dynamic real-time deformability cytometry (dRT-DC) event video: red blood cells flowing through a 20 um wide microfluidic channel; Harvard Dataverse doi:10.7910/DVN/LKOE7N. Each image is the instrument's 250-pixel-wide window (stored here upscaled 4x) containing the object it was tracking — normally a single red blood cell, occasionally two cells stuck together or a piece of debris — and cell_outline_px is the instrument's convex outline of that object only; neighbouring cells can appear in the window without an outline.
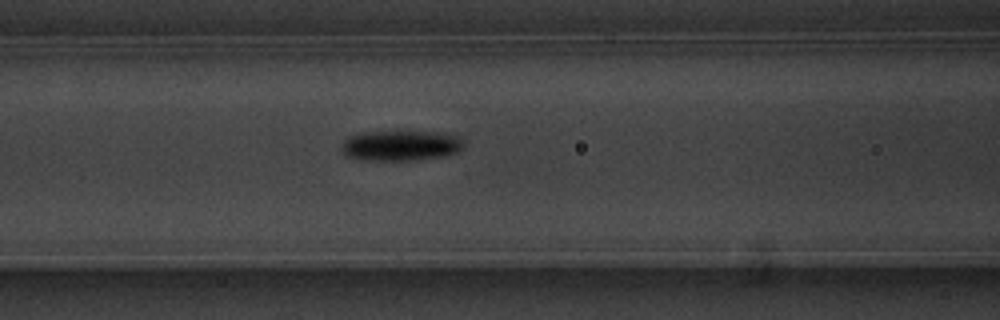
{"species": "common noctule bat (a hibernating species)", "species_latin": "Nyctalus noctula", "temperature_condition": "warm", "stored_images_in_passage": 24, "camera_frame_rate_fps": 3000, "um_per_image_px": 0.085, "animal": {"sex": "male", "body_mass_g": 20.1, "forearm_length_mm": 53.5}, "frame": {"image": 1, "passage_image": 17, "time_ms": 5.333, "image_size_px": [1000, 320], "cell_outline_px": [[464, 144], [456, 152], [444, 156], [416, 160], [372, 160], [348, 156], [344, 152], [344, 140], [352, 136], [368, 132], [436, 132], [456, 136]], "centroid_in_image_um": [34.1, 12.38], "position_along_channel_um": 132.5, "area_um2": 20.81}}